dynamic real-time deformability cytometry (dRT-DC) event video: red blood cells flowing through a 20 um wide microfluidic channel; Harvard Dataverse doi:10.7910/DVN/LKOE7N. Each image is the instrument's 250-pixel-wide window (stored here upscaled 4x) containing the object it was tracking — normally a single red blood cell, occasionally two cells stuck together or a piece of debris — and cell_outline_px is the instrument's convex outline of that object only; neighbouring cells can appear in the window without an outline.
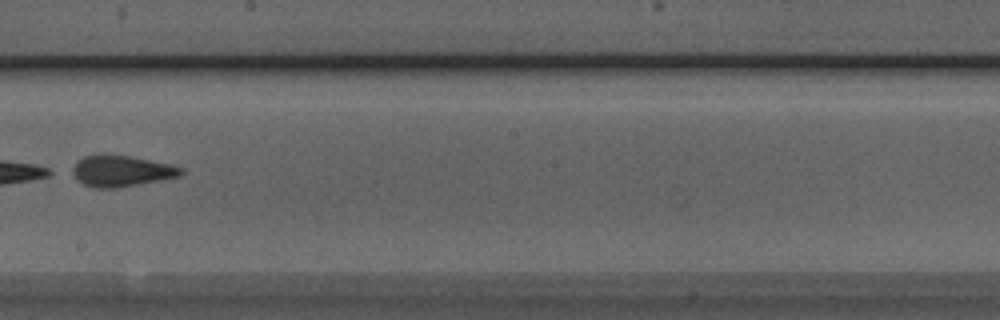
{"species": "Egyptian fruit bat (a non-hibernating species)", "species_latin": "Rousettus aegyptiacus", "temperature_condition": "room temperature", "stored_images_in_passage": 8, "camera_frame_rate_fps": 3000, "um_per_image_px": 0.085, "animal": {"sex": "male"}, "frame": {"image": 1, "passage_image": 8, "time_ms": 2.333, "image_size_px": [1000, 320], "cell_outline_px": [[184, 172], [180, 176], [120, 188], [92, 188], [76, 180], [68, 172], [76, 160], [84, 156], [100, 152], [104, 152], [128, 156], [172, 164], [184, 168]], "centroid_in_image_um": [10.23, 14.51], "position_along_channel_um": 238.0, "area_um2": 20.52}}